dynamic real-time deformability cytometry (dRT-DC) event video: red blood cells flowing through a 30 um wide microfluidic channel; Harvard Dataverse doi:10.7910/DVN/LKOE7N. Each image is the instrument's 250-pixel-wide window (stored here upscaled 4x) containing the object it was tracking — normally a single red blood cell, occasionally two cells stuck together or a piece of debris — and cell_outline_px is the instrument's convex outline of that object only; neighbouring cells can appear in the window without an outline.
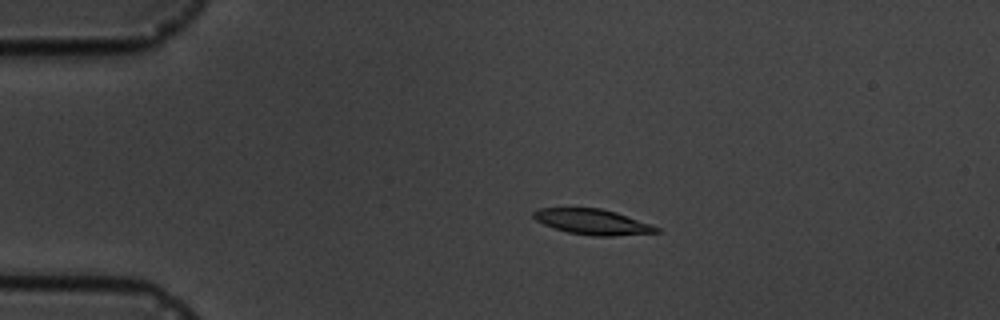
{"species": "common noctule bat (a hibernating species)", "species_latin": "Nyctalus noctula", "temperature_condition": "cold", "stored_images_in_passage": 5, "camera_frame_rate_fps": 3000, "um_per_image_px": 0.085, "animal": {"sex": "male", "body_mass_g": 19.5, "forearm_length_mm": 54.6}, "frame": {"image": 1, "passage_image": 3, "time_ms": 3.333, "image_size_px": [1000, 320], "cell_outline_px": [[660, 232], [612, 236], [592, 236], [568, 232], [544, 224], [536, 220], [532, 216], [532, 212], [540, 208], [600, 208], [616, 212], [652, 224], [660, 228]], "centroid_in_image_um": [50.39, 18.85], "position_along_channel_um": 34.6, "area_um2": 18.15}}
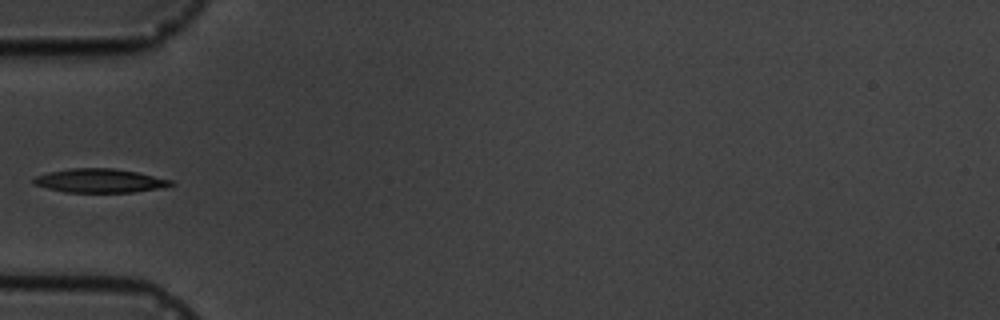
{"frame": {"image": 2, "passage_image": 5, "time_ms": 5.667, "image_size_px": [1000, 320], "cell_outline_px": [[176, 184], [164, 188], [132, 192], [64, 192], [32, 184], [32, 180], [36, 176], [48, 172], [72, 168], [112, 168], [136, 172], [172, 180]], "centroid_in_image_um": [8.49, 15.36], "position_along_channel_um": 76.5, "area_um2": 19.07}}